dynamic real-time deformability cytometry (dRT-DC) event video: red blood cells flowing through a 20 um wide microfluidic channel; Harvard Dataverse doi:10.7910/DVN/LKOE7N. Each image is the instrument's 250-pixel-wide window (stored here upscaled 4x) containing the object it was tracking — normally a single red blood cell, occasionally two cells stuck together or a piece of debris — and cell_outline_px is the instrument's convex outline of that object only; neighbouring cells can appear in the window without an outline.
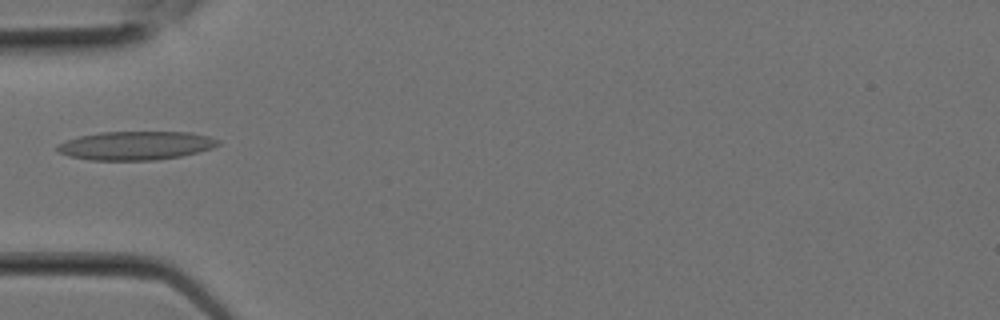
{"species": "Egyptian fruit bat (a non-hibernating species)", "species_latin": "Rousettus aegyptiacus", "temperature_condition": "room temperature", "stored_images_in_passage": 1, "camera_frame_rate_fps": 3000, "um_per_image_px": 0.085, "animal": {"sex": "female"}, "frame": {"image": 1, "passage_image": 1, "time_ms": 0.0, "image_size_px": [1000, 320], "cell_outline_px": [[220, 144], [212, 148], [180, 156], [156, 160], [88, 160], [68, 156], [60, 152], [56, 148], [56, 144], [80, 136], [100, 132], [192, 132], [208, 136], [220, 140]], "centroid_in_image_um": [11.54, 12.37], "position_along_channel_um": 73.5, "area_um2": 26.82}}